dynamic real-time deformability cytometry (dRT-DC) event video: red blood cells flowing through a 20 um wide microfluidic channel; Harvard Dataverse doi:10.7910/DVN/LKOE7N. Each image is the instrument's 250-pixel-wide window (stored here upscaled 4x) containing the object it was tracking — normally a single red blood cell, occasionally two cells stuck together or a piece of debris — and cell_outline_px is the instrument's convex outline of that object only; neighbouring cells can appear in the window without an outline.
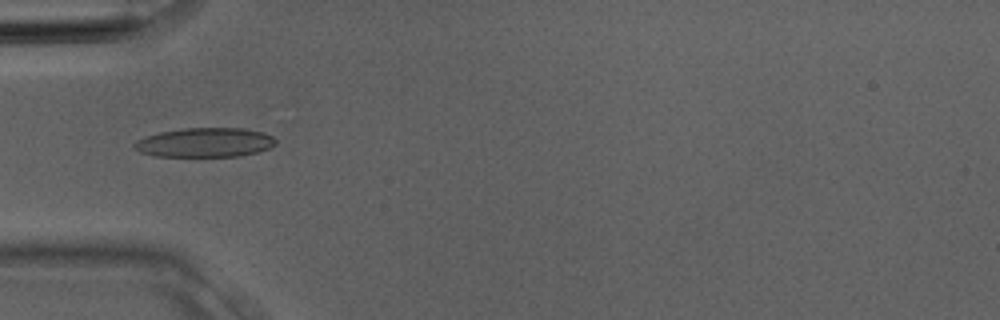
{"species": "Egyptian fruit bat (a non-hibernating species)", "species_latin": "Rousettus aegyptiacus", "temperature_condition": "room temperature", "stored_images_in_passage": 2, "camera_frame_rate_fps": 3000, "um_per_image_px": 0.085, "animal": {"sex": "male"}, "frame": {"image": 1, "passage_image": 2, "time_ms": 0.333, "image_size_px": [1000, 320], "cell_outline_px": [[276, 144], [268, 148], [256, 152], [240, 156], [152, 156], [140, 152], [132, 148], [132, 144], [136, 140], [144, 136], [160, 132], [184, 128], [244, 128], [260, 132], [272, 136], [276, 140]], "centroid_in_image_um": [17.35, 12.11], "position_along_channel_um": 67.6, "area_um2": 24.22}}